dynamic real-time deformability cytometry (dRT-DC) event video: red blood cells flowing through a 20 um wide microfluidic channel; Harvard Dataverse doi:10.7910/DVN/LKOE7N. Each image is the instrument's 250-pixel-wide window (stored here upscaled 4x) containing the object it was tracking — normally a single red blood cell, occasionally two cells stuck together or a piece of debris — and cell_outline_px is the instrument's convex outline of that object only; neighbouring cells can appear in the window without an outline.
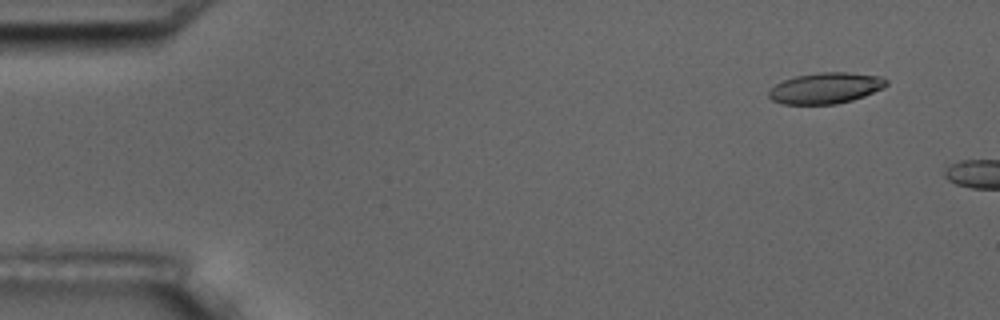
{"species": "common noctule bat (a hibernating species)", "species_latin": "Nyctalus noctula", "temperature_condition": "room temperature", "stored_images_in_passage": 4, "camera_frame_rate_fps": 3000, "um_per_image_px": 0.085, "animal": {"sex": "male", "body_mass_g": 17.5, "forearm_length_mm": 52.3}, "frame": {"image": 1, "passage_image": 2, "time_ms": 1.333, "image_size_px": [1000, 320], "cell_outline_px": [[888, 84], [884, 88], [864, 96], [852, 100], [836, 104], [784, 104], [772, 100], [768, 96], [768, 92], [776, 84], [784, 80], [796, 76], [816, 72], [848, 72], [884, 76], [888, 80]], "centroid_in_image_um": [70.23, 7.48], "position_along_channel_um": 14.8, "area_um2": 21.39}}